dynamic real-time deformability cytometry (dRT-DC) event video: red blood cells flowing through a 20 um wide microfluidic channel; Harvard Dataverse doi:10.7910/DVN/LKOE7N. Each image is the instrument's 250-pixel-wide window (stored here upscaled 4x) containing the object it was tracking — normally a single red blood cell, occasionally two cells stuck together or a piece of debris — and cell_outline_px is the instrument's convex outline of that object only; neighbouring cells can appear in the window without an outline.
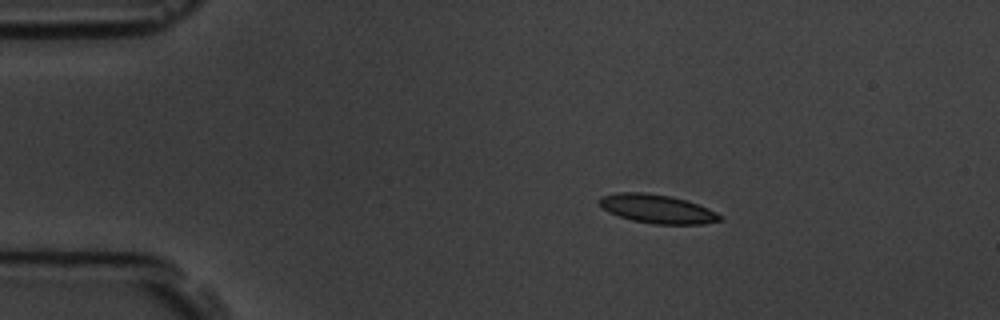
{"species": "common noctule bat (a hibernating species)", "species_latin": "Nyctalus noctula", "temperature_condition": "room temperature", "stored_images_in_passage": 2, "camera_frame_rate_fps": 3000, "um_per_image_px": 0.085, "animal": {"sex": "male", "body_mass_g": 19.5, "forearm_length_mm": 54.6}, "frame": {"image": 1, "passage_image": 1, "time_ms": 0.0, "image_size_px": [1000, 320], "cell_outline_px": [[724, 220], [704, 224], [652, 224], [632, 220], [608, 212], [596, 200], [600, 196], [616, 192], [644, 192], [668, 196], [684, 200], [708, 208], [724, 216]], "centroid_in_image_um": [55.86, 17.76], "position_along_channel_um": 29.1, "area_um2": 20.23}}